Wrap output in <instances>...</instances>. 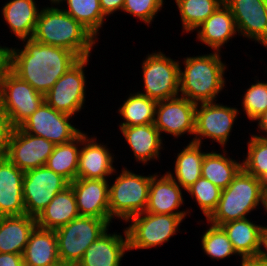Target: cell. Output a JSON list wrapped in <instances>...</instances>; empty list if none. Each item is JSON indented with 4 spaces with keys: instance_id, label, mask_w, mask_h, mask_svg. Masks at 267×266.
Masks as SVG:
<instances>
[{
    "instance_id": "obj_22",
    "label": "cell",
    "mask_w": 267,
    "mask_h": 266,
    "mask_svg": "<svg viewBox=\"0 0 267 266\" xmlns=\"http://www.w3.org/2000/svg\"><path fill=\"white\" fill-rule=\"evenodd\" d=\"M23 179L24 171L7 157L0 158V216L26 214Z\"/></svg>"
},
{
    "instance_id": "obj_42",
    "label": "cell",
    "mask_w": 267,
    "mask_h": 266,
    "mask_svg": "<svg viewBox=\"0 0 267 266\" xmlns=\"http://www.w3.org/2000/svg\"><path fill=\"white\" fill-rule=\"evenodd\" d=\"M0 266H24L22 254L0 253Z\"/></svg>"
},
{
    "instance_id": "obj_41",
    "label": "cell",
    "mask_w": 267,
    "mask_h": 266,
    "mask_svg": "<svg viewBox=\"0 0 267 266\" xmlns=\"http://www.w3.org/2000/svg\"><path fill=\"white\" fill-rule=\"evenodd\" d=\"M103 14L108 18L113 13L122 12L125 0H99Z\"/></svg>"
},
{
    "instance_id": "obj_17",
    "label": "cell",
    "mask_w": 267,
    "mask_h": 266,
    "mask_svg": "<svg viewBox=\"0 0 267 266\" xmlns=\"http://www.w3.org/2000/svg\"><path fill=\"white\" fill-rule=\"evenodd\" d=\"M158 173H154L151 177L148 203L144 212L179 215L183 220L186 219L192 213L193 208H181L185 204L184 193L182 192L184 189L167 172L163 175Z\"/></svg>"
},
{
    "instance_id": "obj_10",
    "label": "cell",
    "mask_w": 267,
    "mask_h": 266,
    "mask_svg": "<svg viewBox=\"0 0 267 266\" xmlns=\"http://www.w3.org/2000/svg\"><path fill=\"white\" fill-rule=\"evenodd\" d=\"M44 102V95L37 92L10 69L0 82V109L6 114L9 124L19 127Z\"/></svg>"
},
{
    "instance_id": "obj_39",
    "label": "cell",
    "mask_w": 267,
    "mask_h": 266,
    "mask_svg": "<svg viewBox=\"0 0 267 266\" xmlns=\"http://www.w3.org/2000/svg\"><path fill=\"white\" fill-rule=\"evenodd\" d=\"M165 0H125L122 12L129 14L149 27L162 11Z\"/></svg>"
},
{
    "instance_id": "obj_28",
    "label": "cell",
    "mask_w": 267,
    "mask_h": 266,
    "mask_svg": "<svg viewBox=\"0 0 267 266\" xmlns=\"http://www.w3.org/2000/svg\"><path fill=\"white\" fill-rule=\"evenodd\" d=\"M200 144L187 143L174 159L173 171H166L168 175L186 191L200 177L203 158L206 152Z\"/></svg>"
},
{
    "instance_id": "obj_47",
    "label": "cell",
    "mask_w": 267,
    "mask_h": 266,
    "mask_svg": "<svg viewBox=\"0 0 267 266\" xmlns=\"http://www.w3.org/2000/svg\"><path fill=\"white\" fill-rule=\"evenodd\" d=\"M257 44L262 45L263 48L265 47L266 50H267V26H266L265 35L257 42Z\"/></svg>"
},
{
    "instance_id": "obj_38",
    "label": "cell",
    "mask_w": 267,
    "mask_h": 266,
    "mask_svg": "<svg viewBox=\"0 0 267 266\" xmlns=\"http://www.w3.org/2000/svg\"><path fill=\"white\" fill-rule=\"evenodd\" d=\"M255 76L254 83L242 94L241 106L249 121L254 122L267 109V81H259Z\"/></svg>"
},
{
    "instance_id": "obj_19",
    "label": "cell",
    "mask_w": 267,
    "mask_h": 266,
    "mask_svg": "<svg viewBox=\"0 0 267 266\" xmlns=\"http://www.w3.org/2000/svg\"><path fill=\"white\" fill-rule=\"evenodd\" d=\"M236 23L238 34L258 42L266 32L267 0H224Z\"/></svg>"
},
{
    "instance_id": "obj_16",
    "label": "cell",
    "mask_w": 267,
    "mask_h": 266,
    "mask_svg": "<svg viewBox=\"0 0 267 266\" xmlns=\"http://www.w3.org/2000/svg\"><path fill=\"white\" fill-rule=\"evenodd\" d=\"M87 134L84 131L81 133L77 178L109 180L118 170L113 165L115 155L105 142L101 143L94 134Z\"/></svg>"
},
{
    "instance_id": "obj_46",
    "label": "cell",
    "mask_w": 267,
    "mask_h": 266,
    "mask_svg": "<svg viewBox=\"0 0 267 266\" xmlns=\"http://www.w3.org/2000/svg\"><path fill=\"white\" fill-rule=\"evenodd\" d=\"M241 260V261H239ZM240 266H267V263L257 257L240 258Z\"/></svg>"
},
{
    "instance_id": "obj_2",
    "label": "cell",
    "mask_w": 267,
    "mask_h": 266,
    "mask_svg": "<svg viewBox=\"0 0 267 266\" xmlns=\"http://www.w3.org/2000/svg\"><path fill=\"white\" fill-rule=\"evenodd\" d=\"M179 67L180 96L195 104L217 102V96L226 88L225 71L228 69L220 52L187 55L179 61Z\"/></svg>"
},
{
    "instance_id": "obj_26",
    "label": "cell",
    "mask_w": 267,
    "mask_h": 266,
    "mask_svg": "<svg viewBox=\"0 0 267 266\" xmlns=\"http://www.w3.org/2000/svg\"><path fill=\"white\" fill-rule=\"evenodd\" d=\"M36 226V218L26 214L0 216V253L23 254Z\"/></svg>"
},
{
    "instance_id": "obj_37",
    "label": "cell",
    "mask_w": 267,
    "mask_h": 266,
    "mask_svg": "<svg viewBox=\"0 0 267 266\" xmlns=\"http://www.w3.org/2000/svg\"><path fill=\"white\" fill-rule=\"evenodd\" d=\"M221 189L202 176L185 192L200 208L206 220L216 210L221 196Z\"/></svg>"
},
{
    "instance_id": "obj_29",
    "label": "cell",
    "mask_w": 267,
    "mask_h": 266,
    "mask_svg": "<svg viewBox=\"0 0 267 266\" xmlns=\"http://www.w3.org/2000/svg\"><path fill=\"white\" fill-rule=\"evenodd\" d=\"M256 223L250 218H243L221 225L241 258L257 257L263 225Z\"/></svg>"
},
{
    "instance_id": "obj_13",
    "label": "cell",
    "mask_w": 267,
    "mask_h": 266,
    "mask_svg": "<svg viewBox=\"0 0 267 266\" xmlns=\"http://www.w3.org/2000/svg\"><path fill=\"white\" fill-rule=\"evenodd\" d=\"M69 182L46 165L24 172L23 199L26 215L37 217Z\"/></svg>"
},
{
    "instance_id": "obj_45",
    "label": "cell",
    "mask_w": 267,
    "mask_h": 266,
    "mask_svg": "<svg viewBox=\"0 0 267 266\" xmlns=\"http://www.w3.org/2000/svg\"><path fill=\"white\" fill-rule=\"evenodd\" d=\"M254 122L257 123L256 129H258L257 131L259 133H255L254 135L267 138V109ZM260 133L263 135H260Z\"/></svg>"
},
{
    "instance_id": "obj_25",
    "label": "cell",
    "mask_w": 267,
    "mask_h": 266,
    "mask_svg": "<svg viewBox=\"0 0 267 266\" xmlns=\"http://www.w3.org/2000/svg\"><path fill=\"white\" fill-rule=\"evenodd\" d=\"M22 256L24 266H61L55 230L36 226Z\"/></svg>"
},
{
    "instance_id": "obj_8",
    "label": "cell",
    "mask_w": 267,
    "mask_h": 266,
    "mask_svg": "<svg viewBox=\"0 0 267 266\" xmlns=\"http://www.w3.org/2000/svg\"><path fill=\"white\" fill-rule=\"evenodd\" d=\"M141 68L144 92L138 93L156 101L179 96V60L155 50L142 60Z\"/></svg>"
},
{
    "instance_id": "obj_7",
    "label": "cell",
    "mask_w": 267,
    "mask_h": 266,
    "mask_svg": "<svg viewBox=\"0 0 267 266\" xmlns=\"http://www.w3.org/2000/svg\"><path fill=\"white\" fill-rule=\"evenodd\" d=\"M184 220L179 215L153 214L143 212L130 217L125 223L129 252L133 250L152 249L170 241L180 233V223Z\"/></svg>"
},
{
    "instance_id": "obj_31",
    "label": "cell",
    "mask_w": 267,
    "mask_h": 266,
    "mask_svg": "<svg viewBox=\"0 0 267 266\" xmlns=\"http://www.w3.org/2000/svg\"><path fill=\"white\" fill-rule=\"evenodd\" d=\"M117 109L120 119L119 127L147 125L155 121L157 101L138 92L130 93Z\"/></svg>"
},
{
    "instance_id": "obj_11",
    "label": "cell",
    "mask_w": 267,
    "mask_h": 266,
    "mask_svg": "<svg viewBox=\"0 0 267 266\" xmlns=\"http://www.w3.org/2000/svg\"><path fill=\"white\" fill-rule=\"evenodd\" d=\"M241 111L235 106H229L214 102L199 103L196 105V120L194 138L191 141L196 144H204V139L227 148V142L232 135V128ZM208 138V139H207Z\"/></svg>"
},
{
    "instance_id": "obj_18",
    "label": "cell",
    "mask_w": 267,
    "mask_h": 266,
    "mask_svg": "<svg viewBox=\"0 0 267 266\" xmlns=\"http://www.w3.org/2000/svg\"><path fill=\"white\" fill-rule=\"evenodd\" d=\"M109 181L76 178L69 184L75 193L80 216L110 219Z\"/></svg>"
},
{
    "instance_id": "obj_24",
    "label": "cell",
    "mask_w": 267,
    "mask_h": 266,
    "mask_svg": "<svg viewBox=\"0 0 267 266\" xmlns=\"http://www.w3.org/2000/svg\"><path fill=\"white\" fill-rule=\"evenodd\" d=\"M35 0H7L1 7L2 18L16 40L32 39L41 7Z\"/></svg>"
},
{
    "instance_id": "obj_48",
    "label": "cell",
    "mask_w": 267,
    "mask_h": 266,
    "mask_svg": "<svg viewBox=\"0 0 267 266\" xmlns=\"http://www.w3.org/2000/svg\"><path fill=\"white\" fill-rule=\"evenodd\" d=\"M261 185H262V190L263 192L267 191V172L265 175L260 179Z\"/></svg>"
},
{
    "instance_id": "obj_50",
    "label": "cell",
    "mask_w": 267,
    "mask_h": 266,
    "mask_svg": "<svg viewBox=\"0 0 267 266\" xmlns=\"http://www.w3.org/2000/svg\"><path fill=\"white\" fill-rule=\"evenodd\" d=\"M51 4L50 5H59L61 0H48Z\"/></svg>"
},
{
    "instance_id": "obj_12",
    "label": "cell",
    "mask_w": 267,
    "mask_h": 266,
    "mask_svg": "<svg viewBox=\"0 0 267 266\" xmlns=\"http://www.w3.org/2000/svg\"><path fill=\"white\" fill-rule=\"evenodd\" d=\"M73 120V116L56 111L44 101L19 128L59 145L73 141L83 132L72 124Z\"/></svg>"
},
{
    "instance_id": "obj_51",
    "label": "cell",
    "mask_w": 267,
    "mask_h": 266,
    "mask_svg": "<svg viewBox=\"0 0 267 266\" xmlns=\"http://www.w3.org/2000/svg\"><path fill=\"white\" fill-rule=\"evenodd\" d=\"M61 266H77V265H61Z\"/></svg>"
},
{
    "instance_id": "obj_36",
    "label": "cell",
    "mask_w": 267,
    "mask_h": 266,
    "mask_svg": "<svg viewBox=\"0 0 267 266\" xmlns=\"http://www.w3.org/2000/svg\"><path fill=\"white\" fill-rule=\"evenodd\" d=\"M247 153L242 159V168L261 179L267 172V138L249 133Z\"/></svg>"
},
{
    "instance_id": "obj_32",
    "label": "cell",
    "mask_w": 267,
    "mask_h": 266,
    "mask_svg": "<svg viewBox=\"0 0 267 266\" xmlns=\"http://www.w3.org/2000/svg\"><path fill=\"white\" fill-rule=\"evenodd\" d=\"M59 6L100 39V29L103 28L107 17L101 10L99 0H61Z\"/></svg>"
},
{
    "instance_id": "obj_14",
    "label": "cell",
    "mask_w": 267,
    "mask_h": 266,
    "mask_svg": "<svg viewBox=\"0 0 267 266\" xmlns=\"http://www.w3.org/2000/svg\"><path fill=\"white\" fill-rule=\"evenodd\" d=\"M196 105L185 97L177 96L157 101L154 125L163 133L175 139L187 135H194L196 120Z\"/></svg>"
},
{
    "instance_id": "obj_30",
    "label": "cell",
    "mask_w": 267,
    "mask_h": 266,
    "mask_svg": "<svg viewBox=\"0 0 267 266\" xmlns=\"http://www.w3.org/2000/svg\"><path fill=\"white\" fill-rule=\"evenodd\" d=\"M241 169L242 160L239 162L230 157L225 148L222 149V152L219 150L209 152L208 150L203 158L201 176L223 190Z\"/></svg>"
},
{
    "instance_id": "obj_5",
    "label": "cell",
    "mask_w": 267,
    "mask_h": 266,
    "mask_svg": "<svg viewBox=\"0 0 267 266\" xmlns=\"http://www.w3.org/2000/svg\"><path fill=\"white\" fill-rule=\"evenodd\" d=\"M114 171V180L109 182V213L110 221L115 219L127 221L130 217L143 213L147 207L148 195L153 175L136 174L126 166ZM116 217V218H115Z\"/></svg>"
},
{
    "instance_id": "obj_40",
    "label": "cell",
    "mask_w": 267,
    "mask_h": 266,
    "mask_svg": "<svg viewBox=\"0 0 267 266\" xmlns=\"http://www.w3.org/2000/svg\"><path fill=\"white\" fill-rule=\"evenodd\" d=\"M13 129L6 114L0 109V158L6 157L9 153V141Z\"/></svg>"
},
{
    "instance_id": "obj_43",
    "label": "cell",
    "mask_w": 267,
    "mask_h": 266,
    "mask_svg": "<svg viewBox=\"0 0 267 266\" xmlns=\"http://www.w3.org/2000/svg\"><path fill=\"white\" fill-rule=\"evenodd\" d=\"M10 65V47L0 45V82Z\"/></svg>"
},
{
    "instance_id": "obj_35",
    "label": "cell",
    "mask_w": 267,
    "mask_h": 266,
    "mask_svg": "<svg viewBox=\"0 0 267 266\" xmlns=\"http://www.w3.org/2000/svg\"><path fill=\"white\" fill-rule=\"evenodd\" d=\"M206 222L208 227L200 237L201 247L205 255L213 261H220L233 255L236 258L239 257L224 229L221 226L211 224L207 220Z\"/></svg>"
},
{
    "instance_id": "obj_44",
    "label": "cell",
    "mask_w": 267,
    "mask_h": 266,
    "mask_svg": "<svg viewBox=\"0 0 267 266\" xmlns=\"http://www.w3.org/2000/svg\"><path fill=\"white\" fill-rule=\"evenodd\" d=\"M257 258L267 263V225L262 226L260 235V248Z\"/></svg>"
},
{
    "instance_id": "obj_21",
    "label": "cell",
    "mask_w": 267,
    "mask_h": 266,
    "mask_svg": "<svg viewBox=\"0 0 267 266\" xmlns=\"http://www.w3.org/2000/svg\"><path fill=\"white\" fill-rule=\"evenodd\" d=\"M127 146L139 164L149 165L151 161L161 160V152L165 150L162 136L154 123L130 127H119ZM164 148V149H163Z\"/></svg>"
},
{
    "instance_id": "obj_3",
    "label": "cell",
    "mask_w": 267,
    "mask_h": 266,
    "mask_svg": "<svg viewBox=\"0 0 267 266\" xmlns=\"http://www.w3.org/2000/svg\"><path fill=\"white\" fill-rule=\"evenodd\" d=\"M33 40L65 48L79 59L90 57L99 40L59 5L43 6L38 15Z\"/></svg>"
},
{
    "instance_id": "obj_34",
    "label": "cell",
    "mask_w": 267,
    "mask_h": 266,
    "mask_svg": "<svg viewBox=\"0 0 267 266\" xmlns=\"http://www.w3.org/2000/svg\"><path fill=\"white\" fill-rule=\"evenodd\" d=\"M223 3L224 0H174L180 13L181 33H193Z\"/></svg>"
},
{
    "instance_id": "obj_4",
    "label": "cell",
    "mask_w": 267,
    "mask_h": 266,
    "mask_svg": "<svg viewBox=\"0 0 267 266\" xmlns=\"http://www.w3.org/2000/svg\"><path fill=\"white\" fill-rule=\"evenodd\" d=\"M263 200L264 192L260 179L242 168L232 182L221 191L218 206L207 221L221 226L230 221L250 217L248 215L252 211L263 206Z\"/></svg>"
},
{
    "instance_id": "obj_27",
    "label": "cell",
    "mask_w": 267,
    "mask_h": 266,
    "mask_svg": "<svg viewBox=\"0 0 267 266\" xmlns=\"http://www.w3.org/2000/svg\"><path fill=\"white\" fill-rule=\"evenodd\" d=\"M79 216L75 193L69 185L40 212L36 224L43 229L56 230Z\"/></svg>"
},
{
    "instance_id": "obj_23",
    "label": "cell",
    "mask_w": 267,
    "mask_h": 266,
    "mask_svg": "<svg viewBox=\"0 0 267 266\" xmlns=\"http://www.w3.org/2000/svg\"><path fill=\"white\" fill-rule=\"evenodd\" d=\"M194 31L196 39L215 52H222L225 43L239 36L235 19L224 3Z\"/></svg>"
},
{
    "instance_id": "obj_1",
    "label": "cell",
    "mask_w": 267,
    "mask_h": 266,
    "mask_svg": "<svg viewBox=\"0 0 267 266\" xmlns=\"http://www.w3.org/2000/svg\"><path fill=\"white\" fill-rule=\"evenodd\" d=\"M21 41L23 48L10 47L9 69L43 95L79 60L73 52L62 47L33 39Z\"/></svg>"
},
{
    "instance_id": "obj_15",
    "label": "cell",
    "mask_w": 267,
    "mask_h": 266,
    "mask_svg": "<svg viewBox=\"0 0 267 266\" xmlns=\"http://www.w3.org/2000/svg\"><path fill=\"white\" fill-rule=\"evenodd\" d=\"M55 145L45 138L31 135L14 128L9 141V153L6 156L22 171L45 166Z\"/></svg>"
},
{
    "instance_id": "obj_9",
    "label": "cell",
    "mask_w": 267,
    "mask_h": 266,
    "mask_svg": "<svg viewBox=\"0 0 267 266\" xmlns=\"http://www.w3.org/2000/svg\"><path fill=\"white\" fill-rule=\"evenodd\" d=\"M90 58H81L61 76L44 95V101L56 111L75 117L85 108L87 90L86 66Z\"/></svg>"
},
{
    "instance_id": "obj_6",
    "label": "cell",
    "mask_w": 267,
    "mask_h": 266,
    "mask_svg": "<svg viewBox=\"0 0 267 266\" xmlns=\"http://www.w3.org/2000/svg\"><path fill=\"white\" fill-rule=\"evenodd\" d=\"M110 219L79 216L55 230L58 256L62 265H77L86 249L109 227Z\"/></svg>"
},
{
    "instance_id": "obj_20",
    "label": "cell",
    "mask_w": 267,
    "mask_h": 266,
    "mask_svg": "<svg viewBox=\"0 0 267 266\" xmlns=\"http://www.w3.org/2000/svg\"><path fill=\"white\" fill-rule=\"evenodd\" d=\"M108 229L85 251L77 266H121L122 258L129 252L126 229L110 232ZM123 233V235H122Z\"/></svg>"
},
{
    "instance_id": "obj_49",
    "label": "cell",
    "mask_w": 267,
    "mask_h": 266,
    "mask_svg": "<svg viewBox=\"0 0 267 266\" xmlns=\"http://www.w3.org/2000/svg\"><path fill=\"white\" fill-rule=\"evenodd\" d=\"M263 211L265 210V213H267V191L264 192V200H263Z\"/></svg>"
},
{
    "instance_id": "obj_33",
    "label": "cell",
    "mask_w": 267,
    "mask_h": 266,
    "mask_svg": "<svg viewBox=\"0 0 267 266\" xmlns=\"http://www.w3.org/2000/svg\"><path fill=\"white\" fill-rule=\"evenodd\" d=\"M80 148L81 134L69 143L55 145L46 166L71 183L77 178Z\"/></svg>"
}]
</instances>
